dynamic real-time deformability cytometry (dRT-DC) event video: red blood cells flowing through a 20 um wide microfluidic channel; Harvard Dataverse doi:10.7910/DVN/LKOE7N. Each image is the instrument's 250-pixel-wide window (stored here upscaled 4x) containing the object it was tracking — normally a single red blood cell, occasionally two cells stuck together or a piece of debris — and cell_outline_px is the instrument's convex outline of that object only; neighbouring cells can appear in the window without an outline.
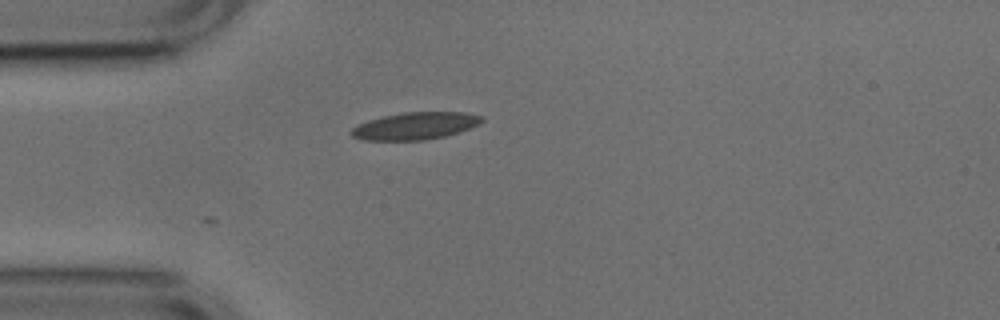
{"species": "common noctule bat (a hibernating species)", "species_latin": "Nyctalus noctula", "temperature_condition": "cold", "stored_images_in_passage": 3, "camera_frame_rate_fps": 3000, "um_per_image_px": 0.085, "animal": {"sex": "male", "body_mass_g": 17.9, "forearm_length_mm": 54.2}, "frame": {"image": 1, "passage_image": 3, "time_ms": 0.667, "image_size_px": [1000, 320], "cell_outline_px": [[484, 120], [480, 124], [444, 136], [424, 140], [360, 140], [352, 136], [348, 132], [352, 128], [368, 120], [380, 116], [404, 112], [468, 112], [484, 116]], "centroid_in_image_um": [35.28, 10.69], "position_along_channel_um": 49.7, "area_um2": 20.81}}